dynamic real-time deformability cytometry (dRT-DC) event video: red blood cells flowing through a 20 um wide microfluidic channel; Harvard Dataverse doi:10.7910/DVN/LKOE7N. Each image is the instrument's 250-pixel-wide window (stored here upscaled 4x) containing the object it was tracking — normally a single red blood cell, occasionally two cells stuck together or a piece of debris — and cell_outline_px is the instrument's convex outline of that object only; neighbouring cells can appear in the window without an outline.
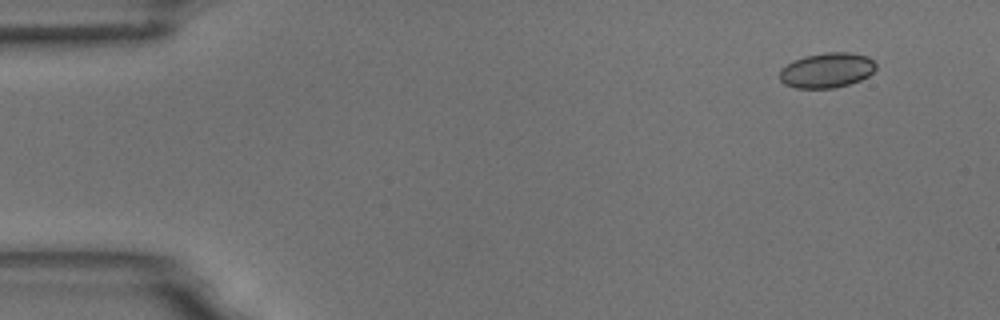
{"species": "common noctule bat (a hibernating species)", "species_latin": "Nyctalus noctula", "temperature_condition": "room temperature", "stored_images_in_passage": 52, "camera_frame_rate_fps": 3000, "um_per_image_px": 0.085, "animal": {"sex": "male", "body_mass_g": 18.8}, "frame": {"image": 1, "passage_image": 1, "time_ms": 0.0, "image_size_px": [1000, 320], "cell_outline_px": [[876, 68], [868, 76], [860, 80], [848, 84], [832, 88], [796, 88], [784, 84], [780, 80], [780, 68], [792, 60], [804, 56], [824, 52], [852, 52], [868, 56], [876, 64]], "centroid_in_image_um": [70.26, 5.96], "position_along_channel_um": 14.7, "area_um2": 19.83}}
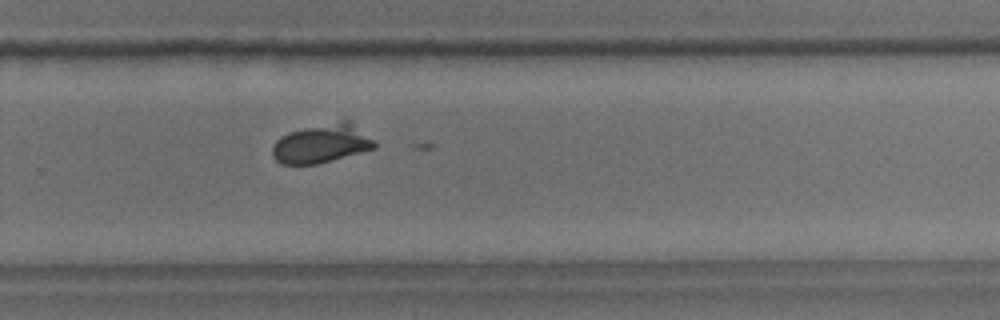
{"frame": {"image": 2, "passage_image": 33, "time_ms": 10.667, "image_size_px": [1000, 320], "cell_outline_px": [[376, 148], [316, 164], [280, 164], [272, 156], [272, 148], [276, 140], [280, 136], [288, 132], [304, 128], [340, 120], [348, 120], [372, 140], [376, 144]], "centroid_in_image_um": [27.29, 12.21], "position_along_channel_um": 302.5, "area_um2": 22.77}}
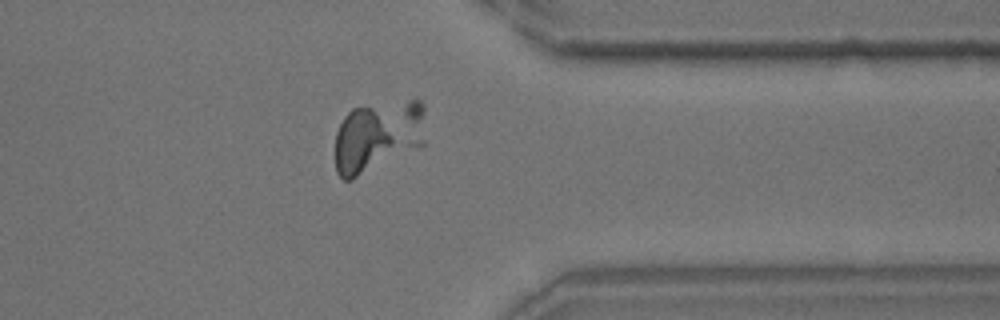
{"frame": {"image": 3, "passage_image": 40, "time_ms": 13.0, "image_size_px": [1000, 320], "cell_outline_px": [[392, 144], [352, 180], [344, 180], [336, 172], [336, 132], [344, 116], [352, 108], [372, 108], [392, 140]], "centroid_in_image_um": [30.55, 12.07], "position_along_channel_um": 380.9, "area_um2": 20.23}}